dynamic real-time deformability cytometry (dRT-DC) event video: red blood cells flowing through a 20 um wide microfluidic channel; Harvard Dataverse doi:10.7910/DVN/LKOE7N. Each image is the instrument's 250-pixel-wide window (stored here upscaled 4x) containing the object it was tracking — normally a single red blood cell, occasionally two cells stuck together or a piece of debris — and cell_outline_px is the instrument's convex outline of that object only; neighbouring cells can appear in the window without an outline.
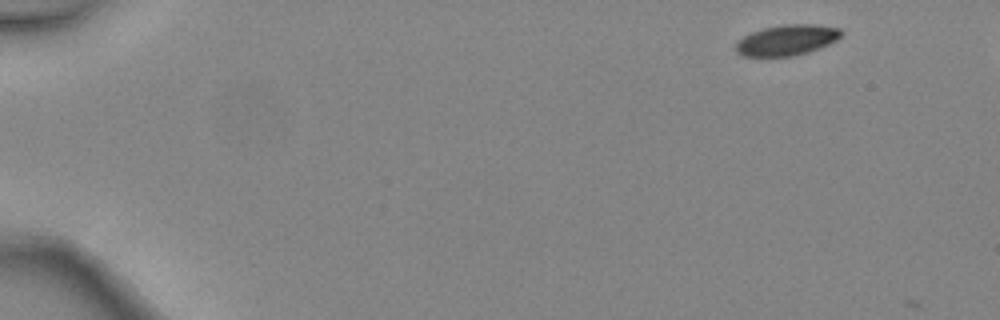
{"species": "common noctule bat (a hibernating species)", "species_latin": "Nyctalus noctula", "temperature_condition": "warm", "stored_images_in_passage": 2, "camera_frame_rate_fps": 3000, "um_per_image_px": 0.085, "animal": {"sex": "female", "body_mass_g": 24.6, "forearm_length_mm": 56.2}, "frame": {"image": 1, "passage_image": 1, "time_ms": 0.0, "image_size_px": [1000, 320], "cell_outline_px": [[844, 32], [836, 40], [820, 48], [808, 52], [792, 56], [744, 56], [736, 52], [736, 44], [744, 36], [752, 32], [764, 28], [784, 24], [816, 24], [840, 28]], "centroid_in_image_um": [66.91, 3.4], "position_along_channel_um": 18.1, "area_um2": 18.73}}